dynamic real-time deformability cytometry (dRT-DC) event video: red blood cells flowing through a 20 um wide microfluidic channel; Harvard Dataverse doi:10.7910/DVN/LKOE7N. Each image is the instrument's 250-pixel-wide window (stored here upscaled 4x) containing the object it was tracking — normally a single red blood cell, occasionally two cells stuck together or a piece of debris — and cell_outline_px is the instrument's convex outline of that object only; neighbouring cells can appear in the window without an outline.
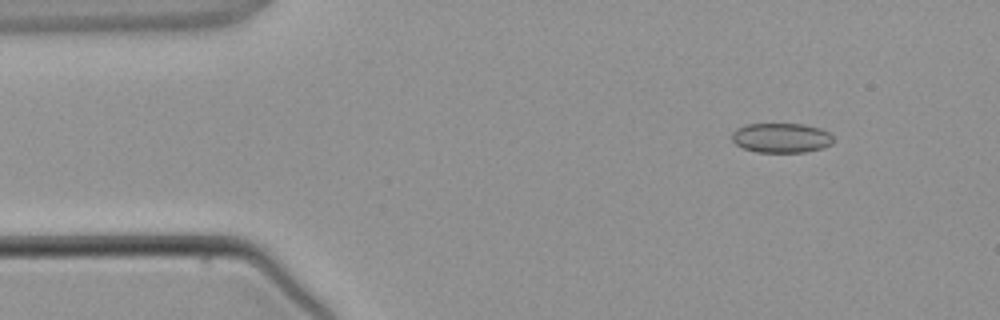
{"species": "common noctule bat (a hibernating species)", "species_latin": "Nyctalus noctula", "temperature_condition": "warm", "stored_images_in_passage": 4, "camera_frame_rate_fps": 3000, "um_per_image_px": 0.085, "animal": {"sex": "male", "body_mass_g": 21.5, "forearm_length_mm": 52.0}, "frame": {"image": 1, "passage_image": 2, "time_ms": 1.333, "image_size_px": [1000, 320], "cell_outline_px": [[832, 144], [824, 148], [804, 152], [756, 152], [744, 148], [736, 144], [732, 140], [732, 132], [736, 128], [748, 124], [804, 124], [820, 128], [828, 132], [832, 136]], "centroid_in_image_um": [66.41, 11.72], "position_along_channel_um": 18.6, "area_um2": 17.57}}
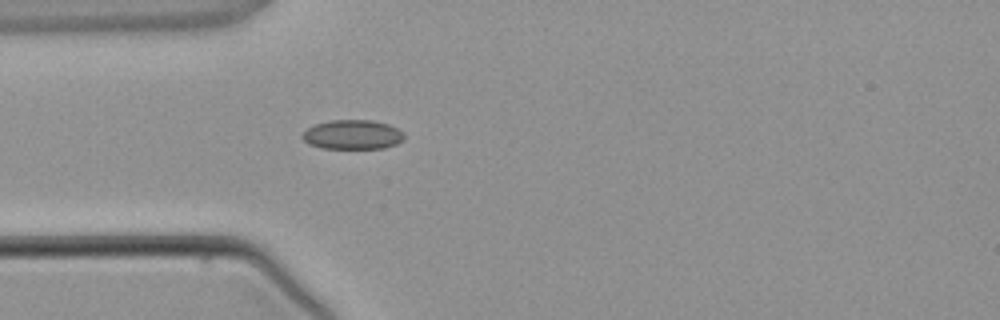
{"frame": {"image": 2, "passage_image": 4, "time_ms": 3.667, "image_size_px": [1000, 320], "cell_outline_px": [[404, 140], [396, 144], [384, 148], [320, 148], [308, 144], [300, 136], [308, 128], [316, 124], [332, 120], [372, 120], [388, 124], [396, 128], [404, 136]], "centroid_in_image_um": [29.95, 11.45], "position_along_channel_um": 55.1, "area_um2": 17.34}}